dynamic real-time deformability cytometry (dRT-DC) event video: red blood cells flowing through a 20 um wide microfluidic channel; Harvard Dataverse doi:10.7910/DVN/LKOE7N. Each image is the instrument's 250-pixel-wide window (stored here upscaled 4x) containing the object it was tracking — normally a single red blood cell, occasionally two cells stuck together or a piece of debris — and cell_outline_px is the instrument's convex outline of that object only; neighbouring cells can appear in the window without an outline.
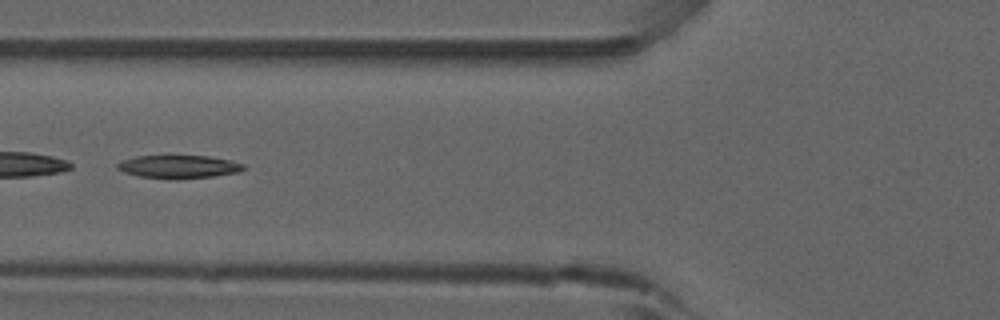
{"species": "common noctule bat (a hibernating species)", "species_latin": "Nyctalus noctula", "temperature_condition": "room temperature", "stored_images_in_passage": 24, "camera_frame_rate_fps": 3000, "um_per_image_px": 0.085, "animal": {"sex": "male", "forearm_length_mm": 52.5}, "frame": {"image": 1, "passage_image": 5, "time_ms": 1.333, "image_size_px": [1000, 320], "cell_outline_px": [[248, 168], [240, 172], [212, 176], [176, 180], [168, 180], [140, 176], [124, 172], [116, 168], [116, 164], [120, 160], [136, 156], [168, 152], [212, 156], [244, 164]], "centroid_in_image_um": [15.15, 14.12], "position_along_channel_um": 110.6, "area_um2": 18.38}}
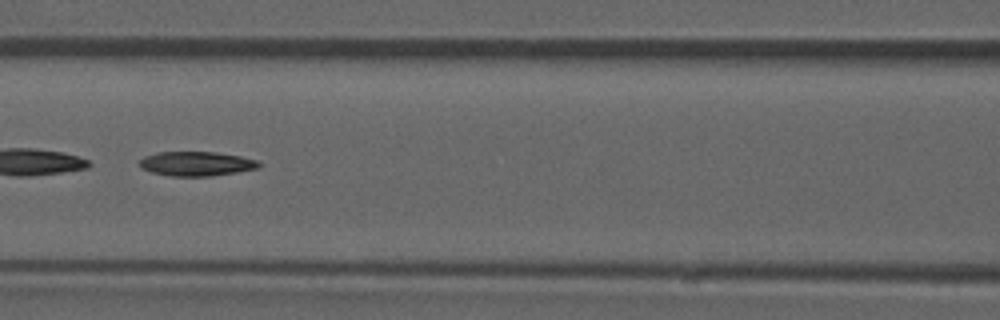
{"frame": {"image": 2, "passage_image": 8, "time_ms": 2.333, "image_size_px": [1000, 320], "cell_outline_px": [[260, 168], [212, 176], [172, 176], [152, 172], [140, 168], [140, 160], [144, 156], [160, 152], [216, 152], [240, 156], [260, 160]], "centroid_in_image_um": [16.73, 13.91], "position_along_channel_um": 149.9, "area_um2": 16.99}}